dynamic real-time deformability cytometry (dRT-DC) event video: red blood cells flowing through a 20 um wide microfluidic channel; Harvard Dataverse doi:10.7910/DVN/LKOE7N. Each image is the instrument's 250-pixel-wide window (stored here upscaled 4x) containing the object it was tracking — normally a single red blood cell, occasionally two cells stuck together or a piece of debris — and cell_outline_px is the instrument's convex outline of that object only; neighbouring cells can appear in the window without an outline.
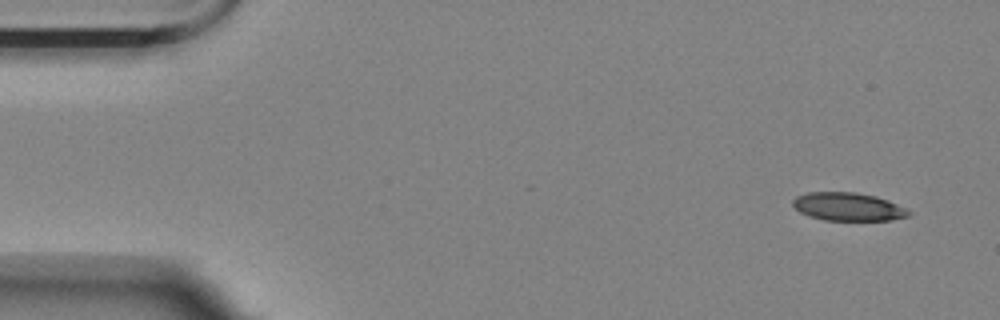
{"species": "Egyptian fruit bat (a non-hibernating species)", "species_latin": "Rousettus aegyptiacus", "temperature_condition": "room temperature", "stored_images_in_passage": 54, "camera_frame_rate_fps": 3000, "um_per_image_px": 0.085, "animal": {"sex": "female"}, "frame": {"image": 1, "passage_image": 1, "time_ms": 0.0, "image_size_px": [1000, 320], "cell_outline_px": [[912, 212], [908, 216], [892, 220], [824, 220], [808, 216], [800, 212], [792, 204], [792, 200], [796, 196], [808, 192], [856, 192], [876, 196], [888, 200]], "centroid_in_image_um": [72.06, 17.57], "position_along_channel_um": 12.9, "area_um2": 19.02}}
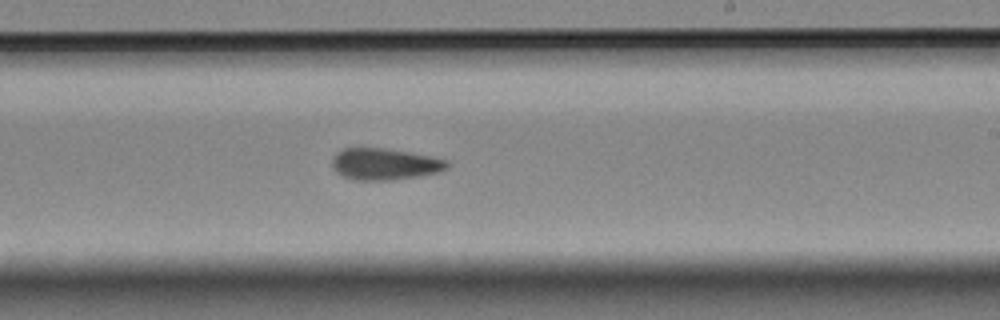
{"frame": {"image": 2, "passage_image": 31, "time_ms": 10.0, "image_size_px": [1000, 320], "cell_outline_px": [[452, 164], [448, 168], [440, 172], [420, 176], [388, 180], [356, 180], [344, 176], [336, 172], [332, 164], [332, 156], [340, 148], [384, 148], [412, 152], [448, 160]], "centroid_in_image_um": [32.73, 13.93], "position_along_channel_um": 256.3, "area_um2": 21.44}}
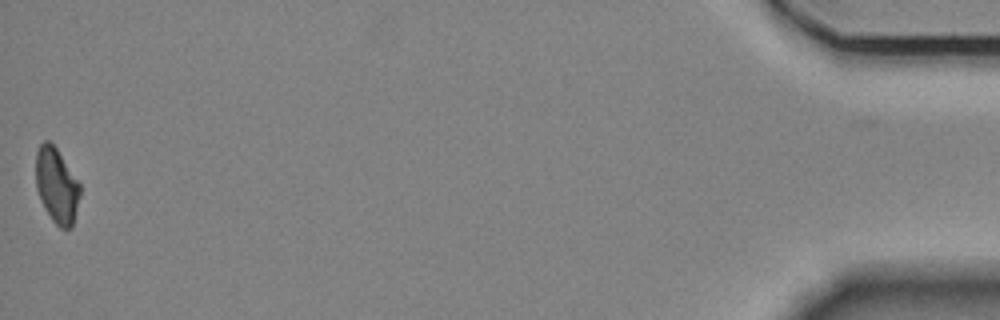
{"frame": {"image": 3, "passage_image": 54, "time_ms": 17.667, "image_size_px": [1000, 320], "cell_outline_px": [[80, 196], [72, 228], [60, 228], [52, 220], [36, 188], [36, 152], [40, 144], [44, 140], [48, 140], [56, 148], [80, 184]], "centroid_in_image_um": [4.82, 15.76], "position_along_channel_um": 430.4, "area_um2": 19.02}, "authors_computed_cell_mechanics": {"area_um2": 20.7791, "velocity_mm_per_s": 3.5159, "shape_relaxation_time_tau1_ms": null, "shape_relaxation_time_tau2_ms": 6.7079, "deformation_change_tau1": null, "deformation_change_tau2": 0.1408}}